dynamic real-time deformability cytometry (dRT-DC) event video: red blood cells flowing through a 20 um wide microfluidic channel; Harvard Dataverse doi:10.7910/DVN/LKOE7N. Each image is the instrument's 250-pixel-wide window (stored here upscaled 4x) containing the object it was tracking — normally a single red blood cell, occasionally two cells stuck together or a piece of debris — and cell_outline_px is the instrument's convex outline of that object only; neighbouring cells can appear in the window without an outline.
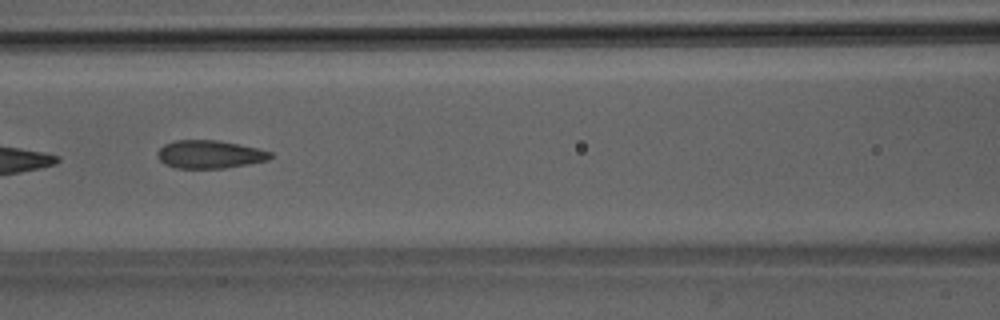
{"species": "Egyptian fruit bat (a non-hibernating species)", "species_latin": "Rousettus aegyptiacus", "temperature_condition": "room temperature", "stored_images_in_passage": 9, "camera_frame_rate_fps": 3000, "um_per_image_px": 0.085, "animal": {"sex": "male"}, "frame": {"image": 1, "passage_image": 6, "time_ms": 6.667, "image_size_px": [1000, 320], "cell_outline_px": [[272, 156], [268, 160], [248, 164], [224, 168], [176, 168], [164, 164], [156, 156], [156, 152], [164, 144], [176, 140], [216, 140], [256, 148], [272, 152]], "centroid_in_image_um": [17.78, 13.12], "position_along_channel_um": 148.8, "area_um2": 18.38}}
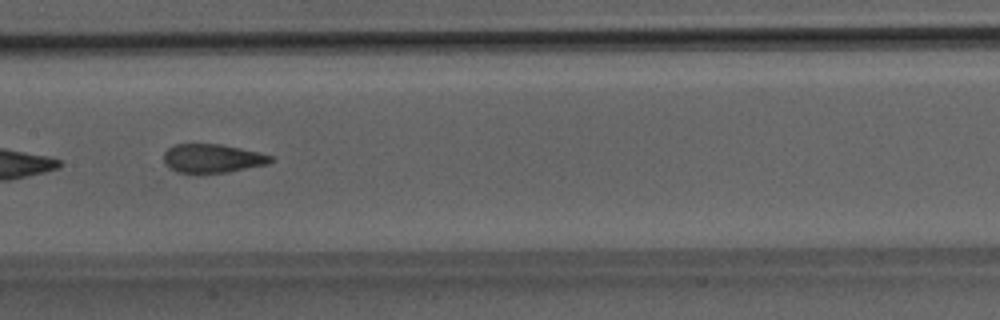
{"frame": {"image": 2, "passage_image": 7, "time_ms": 7.667, "image_size_px": [1000, 320], "cell_outline_px": [[272, 160], [268, 164], [228, 172], [176, 172], [168, 168], [164, 164], [164, 152], [168, 148], [176, 144], [220, 144], [260, 152], [272, 156]], "centroid_in_image_um": [18.04, 13.45], "position_along_channel_um": 189.4, "area_um2": 17.8}}